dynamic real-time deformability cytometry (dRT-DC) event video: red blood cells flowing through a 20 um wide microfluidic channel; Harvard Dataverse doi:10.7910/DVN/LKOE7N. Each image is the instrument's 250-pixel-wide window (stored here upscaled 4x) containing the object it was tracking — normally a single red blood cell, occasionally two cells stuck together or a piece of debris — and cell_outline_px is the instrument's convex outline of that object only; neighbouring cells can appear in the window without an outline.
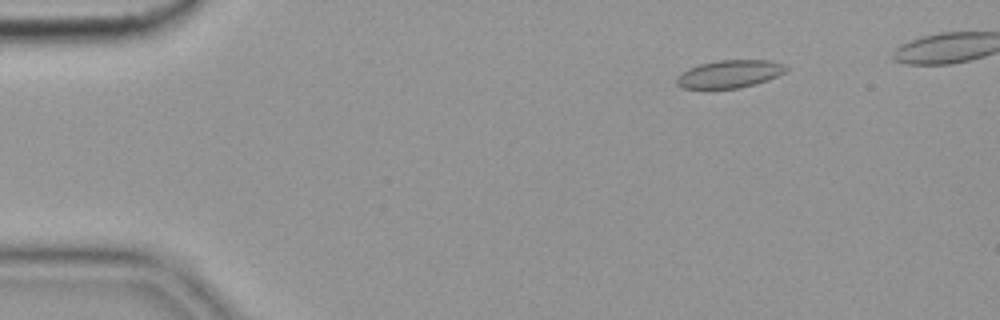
{"species": "common noctule bat (a hibernating species)", "species_latin": "Nyctalus noctula", "temperature_condition": "cold", "stored_images_in_passage": 9, "camera_frame_rate_fps": 3000, "um_per_image_px": 0.085, "animal": {"sex": "female", "body_mass_g": 19.9}, "frame": {"image": 1, "passage_image": 2, "time_ms": 0.333, "image_size_px": [1000, 320], "cell_outline_px": [[788, 68], [784, 72], [768, 80], [756, 84], [740, 88], [680, 88], [676, 84], [676, 76], [688, 68], [700, 64], [720, 60], [772, 60], [784, 64]], "centroid_in_image_um": [62.0, 6.28], "position_along_channel_um": 23.0, "area_um2": 17.74}}